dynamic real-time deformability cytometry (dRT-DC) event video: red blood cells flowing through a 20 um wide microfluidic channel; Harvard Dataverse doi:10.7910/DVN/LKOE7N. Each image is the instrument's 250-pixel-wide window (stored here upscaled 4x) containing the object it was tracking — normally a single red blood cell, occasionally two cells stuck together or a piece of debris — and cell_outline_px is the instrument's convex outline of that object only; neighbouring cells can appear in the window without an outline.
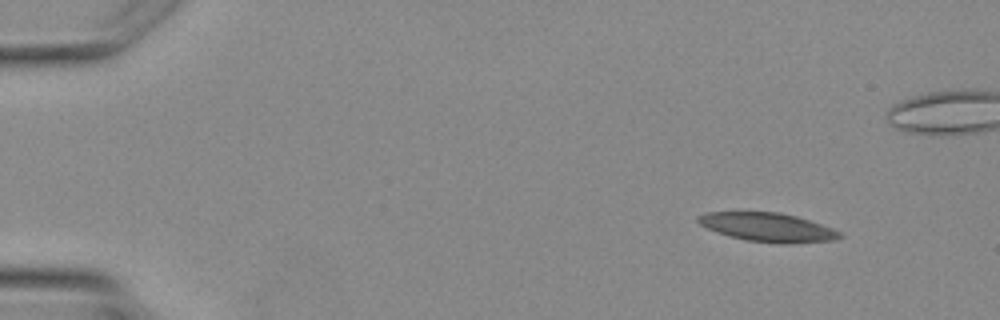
{"species": "Egyptian fruit bat (a non-hibernating species)", "species_latin": "Rousettus aegyptiacus", "temperature_condition": "warm", "stored_images_in_passage": 4, "camera_frame_rate_fps": 3000, "um_per_image_px": 0.085, "animal": {"sex": "female"}, "frame": {"image": 1, "passage_image": 1, "time_ms": 0.0, "image_size_px": [1000, 320], "cell_outline_px": [[844, 236], [836, 240], [788, 244], [780, 244], [744, 240], [728, 236], [716, 232], [700, 224], [696, 220], [696, 216], [704, 212], [780, 212], [796, 216], [844, 232]], "centroid_in_image_um": [65.27, 19.33], "position_along_channel_um": 19.7, "area_um2": 24.1}}